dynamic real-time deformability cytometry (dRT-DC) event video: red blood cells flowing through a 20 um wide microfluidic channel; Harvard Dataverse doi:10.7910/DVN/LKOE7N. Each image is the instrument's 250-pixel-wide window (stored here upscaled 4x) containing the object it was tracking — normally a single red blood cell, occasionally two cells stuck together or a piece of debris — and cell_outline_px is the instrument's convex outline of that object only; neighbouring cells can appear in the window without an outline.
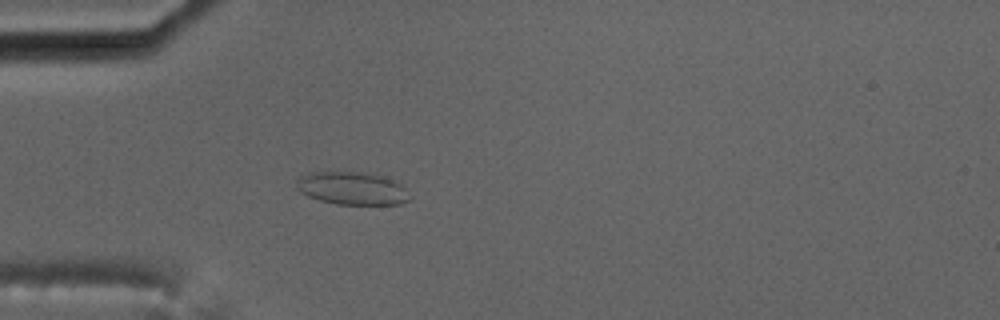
{"species": "common noctule bat (a hibernating species)", "species_latin": "Nyctalus noctula", "temperature_condition": "cold", "stored_images_in_passage": 3, "camera_frame_rate_fps": 3000, "um_per_image_px": 0.085, "animal": {"sex": "male", "body_mass_g": 17.5, "forearm_length_mm": 52.3}, "frame": {"image": 1, "passage_image": 3, "time_ms": 2.333, "image_size_px": [1000, 320], "cell_outline_px": [[412, 196], [408, 200], [400, 204], [336, 204], [320, 200], [308, 196], [300, 192], [300, 176], [308, 172], [376, 172], [400, 184]], "centroid_in_image_um": [30.0, 16.0], "position_along_channel_um": 55.0, "area_um2": 21.56}}